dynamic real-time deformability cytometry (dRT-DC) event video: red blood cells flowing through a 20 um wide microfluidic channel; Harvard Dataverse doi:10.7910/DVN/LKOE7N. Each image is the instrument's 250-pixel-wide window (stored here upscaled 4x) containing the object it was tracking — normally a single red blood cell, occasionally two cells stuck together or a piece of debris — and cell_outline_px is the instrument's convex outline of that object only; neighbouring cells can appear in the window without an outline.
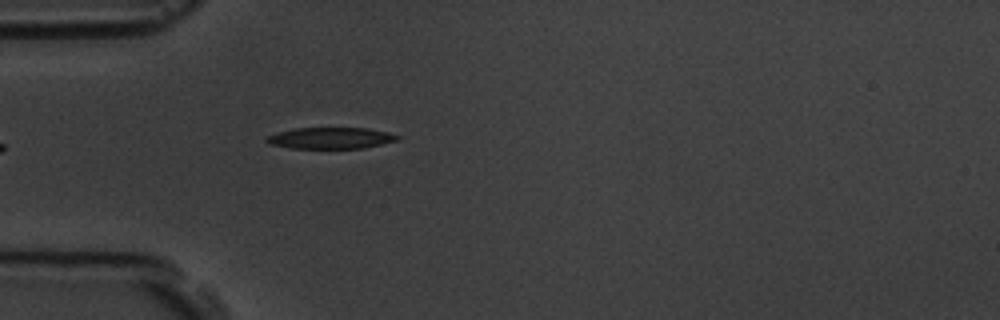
{"species": "common noctule bat (a hibernating species)", "species_latin": "Nyctalus noctula", "temperature_condition": "room temperature", "stored_images_in_passage": 4, "camera_frame_rate_fps": 3000, "um_per_image_px": 0.085, "animal": {"sex": "male", "body_mass_g": 19.5, "forearm_length_mm": 54.6}, "frame": {"image": 1, "passage_image": 4, "time_ms": 4.333, "image_size_px": [1000, 320], "cell_outline_px": [[400, 136], [396, 140], [364, 148], [292, 148], [268, 144], [264, 140], [268, 136], [276, 132], [296, 128], [368, 128], [388, 132]], "centroid_in_image_um": [28.06, 11.73], "position_along_channel_um": 56.9, "area_um2": 16.18}}